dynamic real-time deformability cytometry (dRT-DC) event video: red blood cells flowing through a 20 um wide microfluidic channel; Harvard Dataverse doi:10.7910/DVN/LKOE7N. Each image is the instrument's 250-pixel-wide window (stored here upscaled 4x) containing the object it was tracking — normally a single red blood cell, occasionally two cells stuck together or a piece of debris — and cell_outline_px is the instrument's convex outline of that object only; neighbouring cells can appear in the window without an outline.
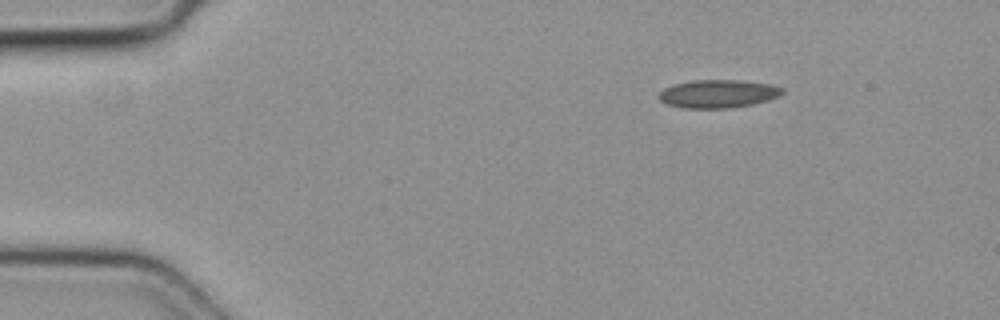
{"species": "common noctule bat (a hibernating species)", "species_latin": "Nyctalus noctula", "temperature_condition": "cold", "stored_images_in_passage": 3, "camera_frame_rate_fps": 3000, "um_per_image_px": 0.085, "animal": {"sex": "female", "body_mass_g": 19.3, "forearm_length_mm": 54.1}, "frame": {"image": 1, "passage_image": 1, "time_ms": 0.0, "image_size_px": [1000, 320], "cell_outline_px": [[784, 92], [780, 96], [768, 100], [752, 104], [728, 108], [684, 108], [668, 104], [660, 100], [656, 96], [664, 88], [676, 84], [692, 80], [740, 80], [772, 84], [784, 88]], "centroid_in_image_um": [61.06, 7.96], "position_along_channel_um": 23.9, "area_um2": 20.29}}
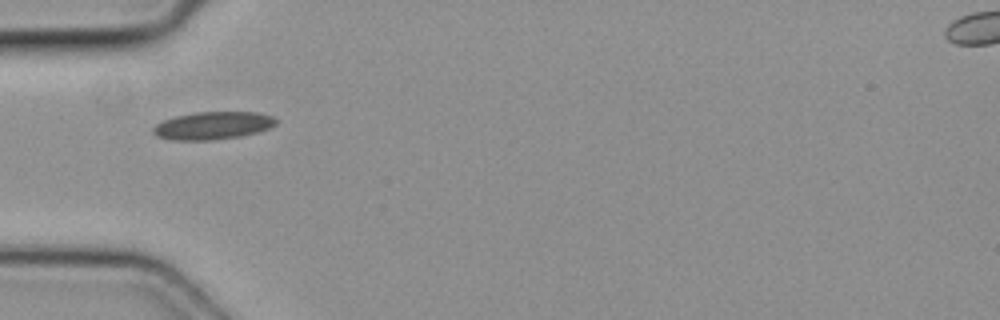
{"frame": {"image": 2, "passage_image": 3, "time_ms": 0.667, "image_size_px": [1000, 320], "cell_outline_px": [[276, 124], [268, 128], [256, 132], [240, 136], [212, 140], [172, 140], [156, 136], [152, 132], [152, 128], [156, 124], [164, 120], [176, 116], [196, 112], [256, 112], [272, 116], [276, 120]], "centroid_in_image_um": [18.05, 10.67], "position_along_channel_um": 66.9, "area_um2": 19.71}}